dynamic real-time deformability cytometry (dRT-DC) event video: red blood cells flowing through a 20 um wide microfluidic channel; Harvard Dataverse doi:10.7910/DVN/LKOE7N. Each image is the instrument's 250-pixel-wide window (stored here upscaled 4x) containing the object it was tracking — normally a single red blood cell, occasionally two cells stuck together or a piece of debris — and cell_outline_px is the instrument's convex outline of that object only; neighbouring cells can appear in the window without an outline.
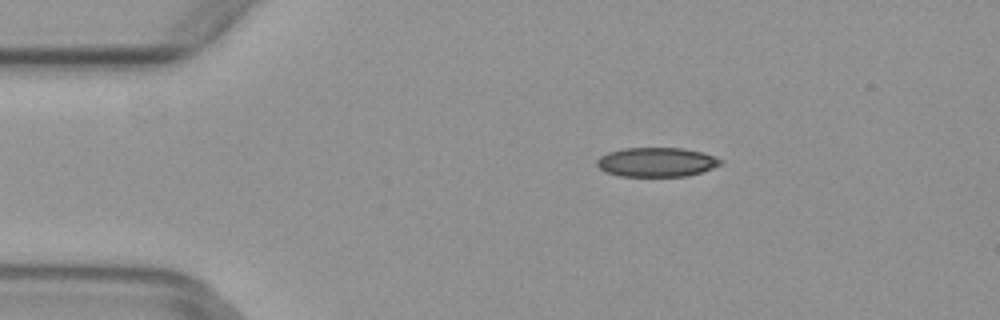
{"species": "common noctule bat (a hibernating species)", "species_latin": "Nyctalus noctula", "temperature_condition": "warm", "stored_images_in_passage": 3, "camera_frame_rate_fps": 3000, "um_per_image_px": 0.085, "animal": {"sex": "female", "body_mass_g": 29.2, "forearm_length_mm": 56.3}, "frame": {"image": 1, "passage_image": 2, "time_ms": 0.333, "image_size_px": [1000, 320], "cell_outline_px": [[724, 164], [688, 176], [620, 176], [604, 172], [596, 164], [596, 160], [600, 156], [608, 152], [624, 148], [684, 148], [704, 152], [724, 160]], "centroid_in_image_um": [55.83, 13.77], "position_along_channel_um": 29.2, "area_um2": 21.33}}